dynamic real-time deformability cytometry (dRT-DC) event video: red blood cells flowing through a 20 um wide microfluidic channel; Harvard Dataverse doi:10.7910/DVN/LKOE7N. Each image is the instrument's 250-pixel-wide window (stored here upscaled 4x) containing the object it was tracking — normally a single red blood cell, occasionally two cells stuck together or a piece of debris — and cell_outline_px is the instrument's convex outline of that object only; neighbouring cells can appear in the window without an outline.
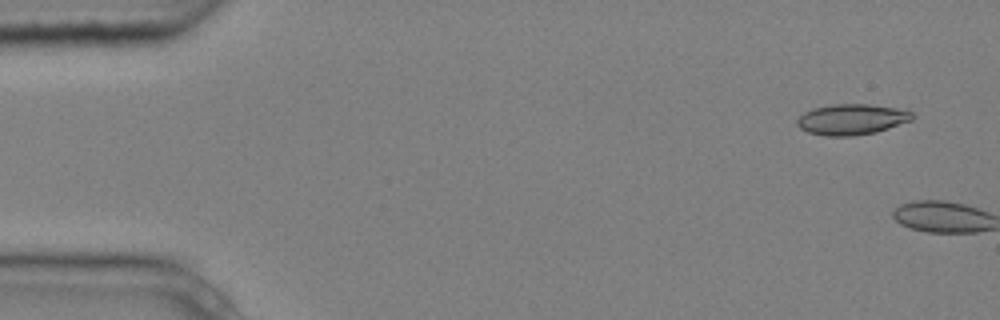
{"species": "common noctule bat (a hibernating species)", "species_latin": "Nyctalus noctula", "temperature_condition": "cold", "stored_images_in_passage": 5, "camera_frame_rate_fps": 3000, "um_per_image_px": 0.085, "animal": {"sex": "male", "body_mass_g": 20.4}, "frame": {"image": 1, "passage_image": 1, "time_ms": 0.0, "image_size_px": [1000, 320], "cell_outline_px": [[916, 116], [912, 120], [876, 132], [852, 136], [824, 136], [808, 132], [800, 128], [796, 124], [796, 120], [804, 112], [812, 108], [836, 104], [868, 104], [896, 108], [912, 112]], "centroid_in_image_um": [72.38, 10.15], "position_along_channel_um": 12.6, "area_um2": 20.63}}
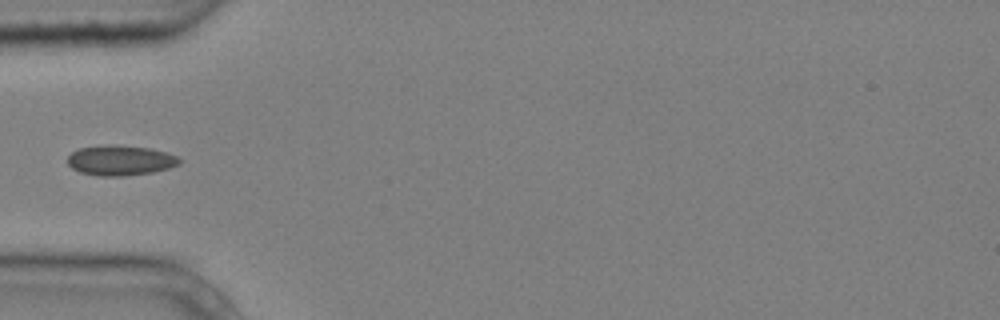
{"frame": {"image": 2, "passage_image": 5, "time_ms": 1.333, "image_size_px": [1000, 320], "cell_outline_px": [[180, 164], [168, 168], [152, 172], [124, 176], [100, 176], [80, 172], [72, 168], [68, 164], [68, 156], [72, 152], [80, 148], [152, 148], [168, 152], [176, 156], [180, 160]], "centroid_in_image_um": [10.27, 13.69], "position_along_channel_um": 74.7, "area_um2": 18.61}}